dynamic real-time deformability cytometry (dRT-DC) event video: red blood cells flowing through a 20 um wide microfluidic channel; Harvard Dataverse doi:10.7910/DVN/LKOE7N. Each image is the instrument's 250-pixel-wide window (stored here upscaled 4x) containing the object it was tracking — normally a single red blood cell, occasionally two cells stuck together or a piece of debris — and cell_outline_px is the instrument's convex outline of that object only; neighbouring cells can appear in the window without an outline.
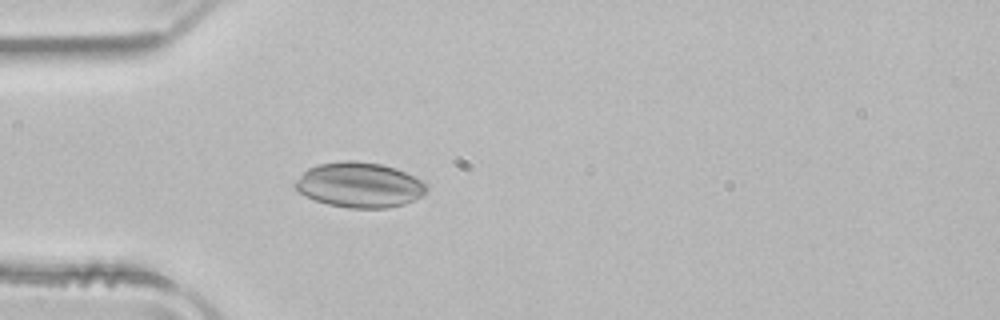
{"species": "common noctule bat (a hibernating species)", "species_latin": "Nyctalus noctula", "temperature_condition": "room temperature", "stored_images_in_passage": 50, "camera_frame_rate_fps": 3000, "um_per_image_px": 0.085, "animal": {"sex": "male", "body_mass_g": 21.5, "forearm_length_mm": 52.0}, "frame": {"image": 1, "passage_image": 14, "time_ms": 4.333, "image_size_px": [1000, 320], "cell_outline_px": [[428, 188], [420, 196], [404, 204], [388, 208], [348, 208], [328, 204], [316, 200], [292, 188], [292, 184], [308, 168], [316, 164], [344, 160], [356, 160], [380, 164], [396, 168], [428, 184]], "centroid_in_image_um": [30.52, 15.71], "position_along_channel_um": 54.5, "area_um2": 34.51}}
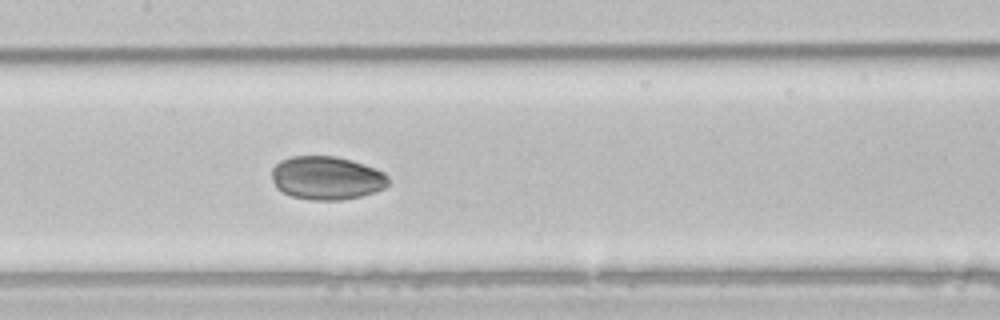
{"frame": {"image": 2, "passage_image": 24, "time_ms": 7.667, "image_size_px": [1000, 320], "cell_outline_px": [[388, 184], [384, 188], [360, 196], [340, 200], [312, 200], [292, 196], [276, 188], [272, 180], [272, 168], [280, 160], [292, 156], [336, 156], [352, 160], [376, 168], [384, 172], [388, 176]], "centroid_in_image_um": [27.76, 15.11], "position_along_channel_um": 179.6, "area_um2": 29.54}}
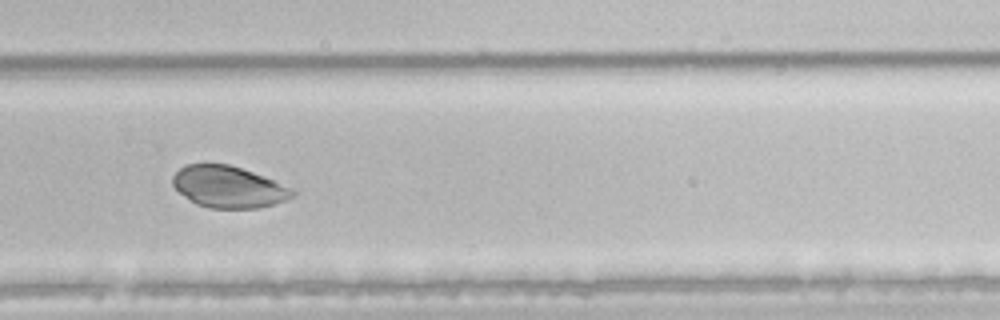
{"frame": {"image": 3, "passage_image": 34, "time_ms": 11.0, "image_size_px": [1000, 320], "cell_outline_px": [[296, 192], [292, 196], [284, 200], [272, 204], [256, 208], [208, 208], [196, 204], [184, 196], [172, 184], [172, 176], [180, 168], [188, 164], [228, 164], [264, 176], [292, 188]], "centroid_in_image_um": [19.4, 15.89], "position_along_channel_um": 310.4, "area_um2": 28.73}}